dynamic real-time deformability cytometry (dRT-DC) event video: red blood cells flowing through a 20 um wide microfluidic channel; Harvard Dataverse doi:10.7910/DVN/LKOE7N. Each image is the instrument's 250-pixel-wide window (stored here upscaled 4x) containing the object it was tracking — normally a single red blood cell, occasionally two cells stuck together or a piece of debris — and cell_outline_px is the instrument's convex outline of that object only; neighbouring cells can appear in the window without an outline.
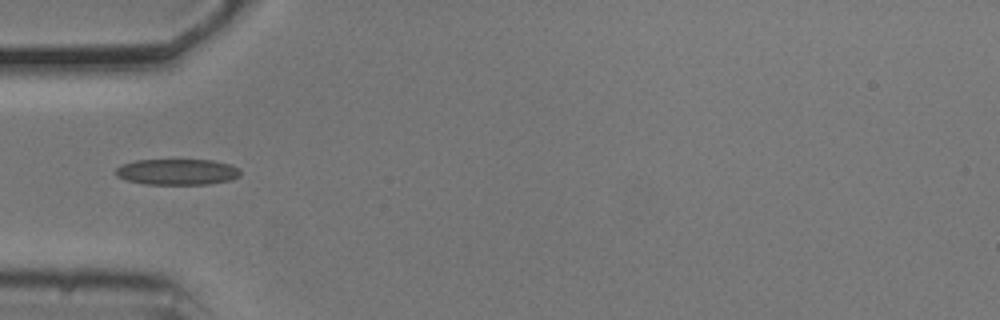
{"species": "common noctule bat (a hibernating species)", "species_latin": "Nyctalus noctula", "temperature_condition": "cold", "stored_images_in_passage": 4, "camera_frame_rate_fps": 3000, "um_per_image_px": 0.085, "animal": {"sex": "male", "body_mass_g": 20.5, "forearm_length_mm": 52.5}, "frame": {"image": 1, "passage_image": 1, "time_ms": 0.0, "image_size_px": [1000, 320], "cell_outline_px": [[240, 176], [232, 180], [208, 184], [144, 184], [128, 180], [116, 176], [116, 168], [120, 164], [136, 160], [212, 160], [232, 164], [240, 168]], "centroid_in_image_um": [15.1, 14.6], "position_along_channel_um": 69.9, "area_um2": 19.02}}